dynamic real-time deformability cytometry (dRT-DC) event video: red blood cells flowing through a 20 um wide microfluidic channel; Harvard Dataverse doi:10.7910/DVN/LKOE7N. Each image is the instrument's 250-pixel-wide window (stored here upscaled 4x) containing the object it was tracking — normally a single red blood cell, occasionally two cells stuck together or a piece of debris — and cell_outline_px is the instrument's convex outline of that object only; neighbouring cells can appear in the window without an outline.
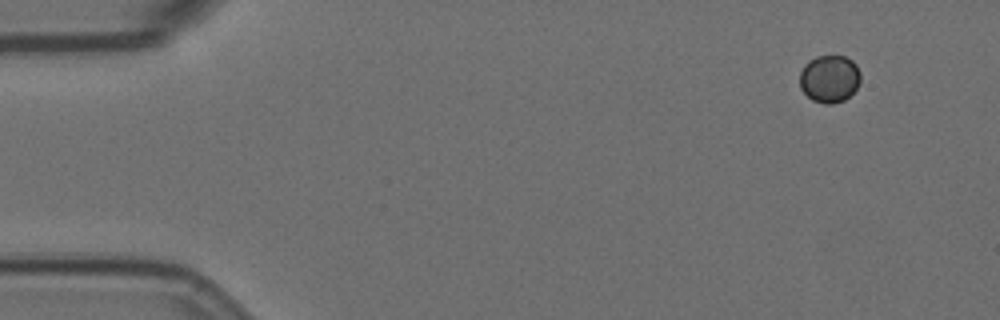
{"species": "Egyptian fruit bat (a non-hibernating species)", "species_latin": "Rousettus aegyptiacus", "temperature_condition": "room temperature", "stored_images_in_passage": 14, "camera_frame_rate_fps": 3000, "um_per_image_px": 0.085, "animal": {"sex": "female"}, "frame": {"image": 1, "passage_image": 1, "time_ms": 0.0, "image_size_px": [1000, 320], "cell_outline_px": [[860, 84], [844, 100], [832, 104], [824, 104], [812, 100], [800, 88], [800, 72], [804, 64], [808, 60], [816, 56], [844, 56], [852, 60], [856, 64], [860, 72]], "centroid_in_image_um": [70.5, 6.69], "position_along_channel_um": 14.5, "area_um2": 16.94}}
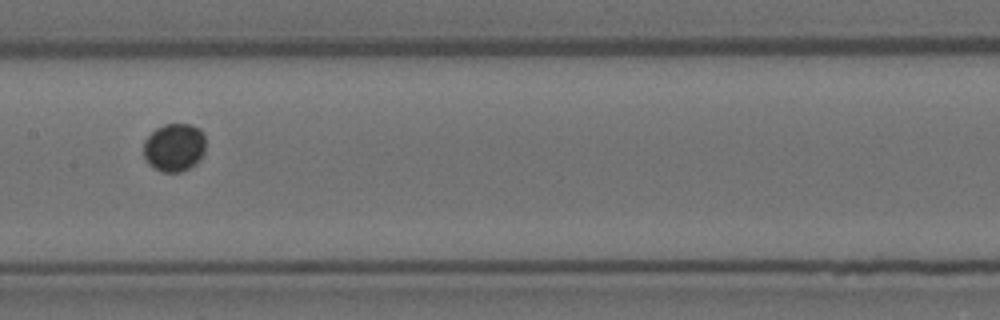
{"frame": {"image": 2, "passage_image": 7, "time_ms": 8.0, "image_size_px": [1000, 320], "cell_outline_px": [[204, 152], [200, 160], [196, 164], [180, 172], [160, 172], [152, 168], [148, 164], [144, 156], [144, 140], [156, 128], [164, 124], [192, 124], [200, 128], [204, 132]], "centroid_in_image_um": [14.81, 12.53], "position_along_channel_um": 192.6, "area_um2": 17.69}}
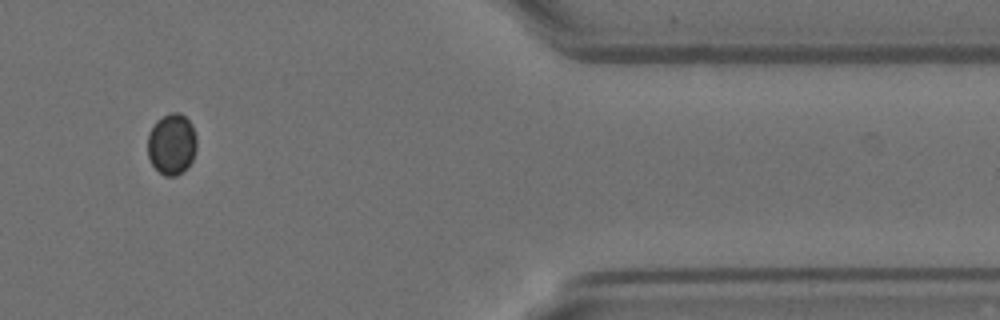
{"frame": {"image": 3, "passage_image": 12, "time_ms": 14.667, "image_size_px": [1000, 320], "cell_outline_px": [[196, 148], [192, 160], [176, 176], [164, 176], [152, 164], [148, 156], [148, 132], [156, 120], [172, 112], [180, 112], [192, 124], [196, 136]], "centroid_in_image_um": [14.58, 12.22], "position_along_channel_um": 396.8, "area_um2": 17.34}}